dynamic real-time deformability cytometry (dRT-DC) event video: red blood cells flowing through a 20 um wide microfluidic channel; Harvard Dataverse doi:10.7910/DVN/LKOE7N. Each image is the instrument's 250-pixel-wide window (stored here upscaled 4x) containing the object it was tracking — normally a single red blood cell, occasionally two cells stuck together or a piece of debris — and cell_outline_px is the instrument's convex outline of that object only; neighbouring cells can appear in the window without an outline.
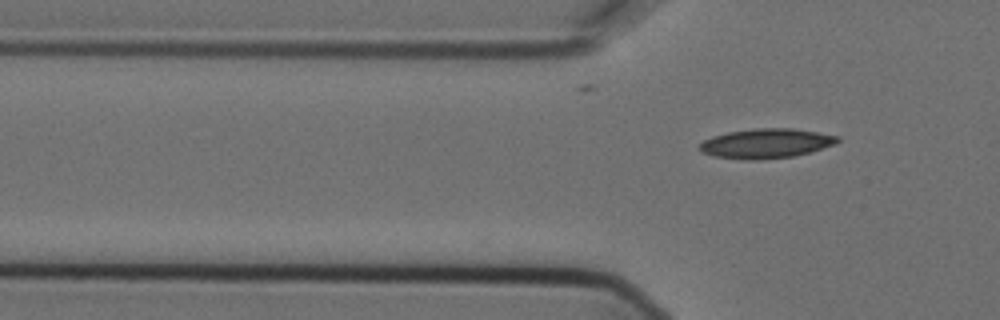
{"species": "Egyptian fruit bat (a non-hibernating species)", "species_latin": "Rousettus aegyptiacus", "temperature_condition": "cold", "stored_images_in_passage": 2, "camera_frame_rate_fps": 3000, "um_per_image_px": 0.085, "animal": {"sex": "female"}, "frame": {"image": 1, "passage_image": 2, "time_ms": 0.333, "image_size_px": [1000, 320], "cell_outline_px": [[840, 140], [832, 144], [808, 152], [792, 156], [752, 160], [748, 160], [716, 156], [704, 152], [700, 148], [700, 144], [704, 140], [712, 136], [728, 132], [756, 128], [792, 128], [840, 136]], "centroid_in_image_um": [65.11, 12.17], "position_along_channel_um": 60.7, "area_um2": 23.24}}